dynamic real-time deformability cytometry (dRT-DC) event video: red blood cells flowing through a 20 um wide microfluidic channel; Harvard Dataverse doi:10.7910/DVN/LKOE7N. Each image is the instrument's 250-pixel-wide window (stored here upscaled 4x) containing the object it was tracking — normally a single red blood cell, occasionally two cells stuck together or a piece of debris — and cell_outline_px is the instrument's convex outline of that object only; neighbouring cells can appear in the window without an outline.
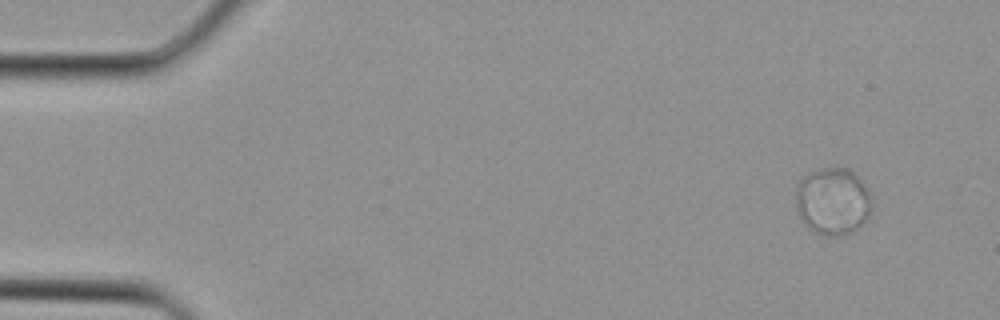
{"species": "Egyptian fruit bat (a non-hibernating species)", "species_latin": "Rousettus aegyptiacus", "temperature_condition": "cold", "stored_images_in_passage": 3, "camera_frame_rate_fps": 3000, "um_per_image_px": 0.085, "animal": {"sex": "female"}, "frame": {"image": 1, "passage_image": 1, "time_ms": 0.0, "image_size_px": [1000, 320], "cell_outline_px": [[872, 204], [868, 216], [856, 228], [848, 232], [832, 236], [816, 232], [808, 228], [800, 216], [796, 204], [796, 188], [800, 180], [804, 176], [812, 172], [828, 168], [848, 168], [856, 176], [872, 196]], "centroid_in_image_um": [70.78, 17.1], "position_along_channel_um": 14.2, "area_um2": 29.02}}